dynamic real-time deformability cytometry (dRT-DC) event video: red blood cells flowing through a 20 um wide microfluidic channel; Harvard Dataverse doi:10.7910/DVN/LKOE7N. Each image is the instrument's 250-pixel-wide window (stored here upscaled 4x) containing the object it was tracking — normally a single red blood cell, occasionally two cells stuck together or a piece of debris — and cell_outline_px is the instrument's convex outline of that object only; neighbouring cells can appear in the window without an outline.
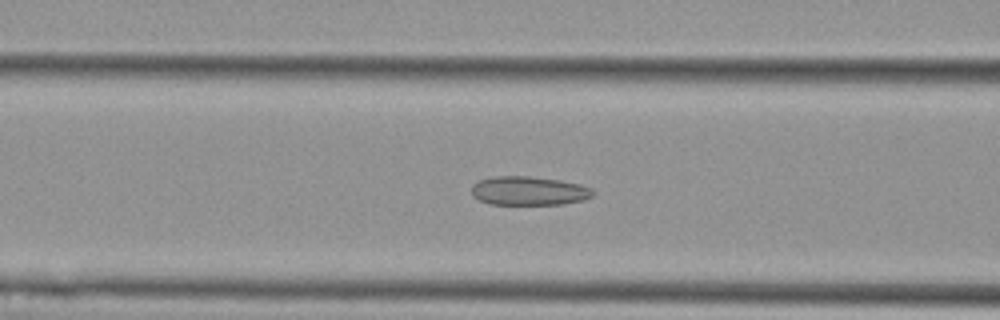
{"species": "Egyptian fruit bat (a non-hibernating species)", "species_latin": "Rousettus aegyptiacus", "temperature_condition": "cold", "stored_images_in_passage": 51, "camera_frame_rate_fps": 3000, "um_per_image_px": 0.085, "animal": {"sex": "female"}, "frame": {"image": 1, "passage_image": 19, "time_ms": 6.0, "image_size_px": [1000, 320], "cell_outline_px": [[592, 196], [584, 200], [564, 204], [488, 204], [472, 196], [472, 184], [480, 180], [492, 176], [528, 176], [560, 180], [580, 184], [592, 188]], "centroid_in_image_um": [44.94, 16.22], "position_along_channel_um": 121.7, "area_um2": 20.46}}
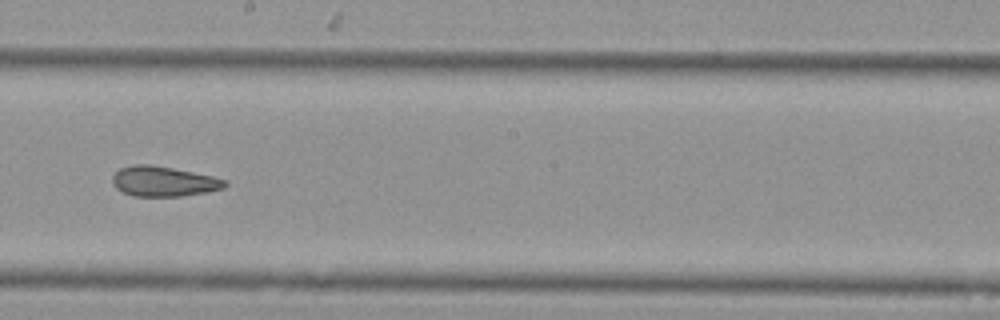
{"frame": {"image": 2, "passage_image": 28, "time_ms": 9.0, "image_size_px": [1000, 320], "cell_outline_px": [[228, 184], [224, 188], [204, 192], [180, 196], [132, 196], [116, 188], [112, 180], [112, 176], [120, 168], [136, 164], [148, 164], [172, 168], [212, 176], [224, 180]], "centroid_in_image_um": [13.88, 15.42], "position_along_channel_um": 234.3, "area_um2": 19.42}}
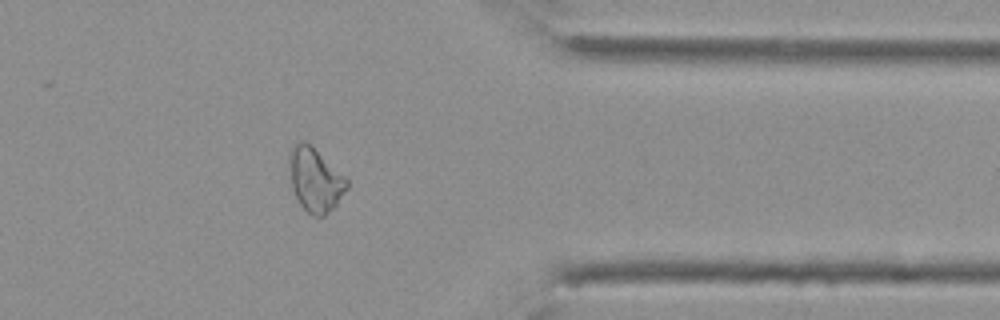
{"frame": {"image": 3, "passage_image": 41, "time_ms": 13.333, "image_size_px": [1000, 320], "cell_outline_px": [[348, 188], [336, 204], [324, 216], [312, 216], [300, 204], [292, 188], [288, 164], [288, 152], [296, 140], [304, 140], [344, 176], [348, 180]], "centroid_in_image_um": [26.74, 15.26], "position_along_channel_um": 384.7, "area_um2": 21.21}, "authors_computed_cell_mechanics": {"area_um2": 21.7906, "velocity_mm_per_s": 3.7717, "shape_relaxation_time_tau1_ms": null, "shape_relaxation_time_tau2_ms": 4.4847, "deformation_change_tau1": null, "deformation_change_tau2": 0.1166}}